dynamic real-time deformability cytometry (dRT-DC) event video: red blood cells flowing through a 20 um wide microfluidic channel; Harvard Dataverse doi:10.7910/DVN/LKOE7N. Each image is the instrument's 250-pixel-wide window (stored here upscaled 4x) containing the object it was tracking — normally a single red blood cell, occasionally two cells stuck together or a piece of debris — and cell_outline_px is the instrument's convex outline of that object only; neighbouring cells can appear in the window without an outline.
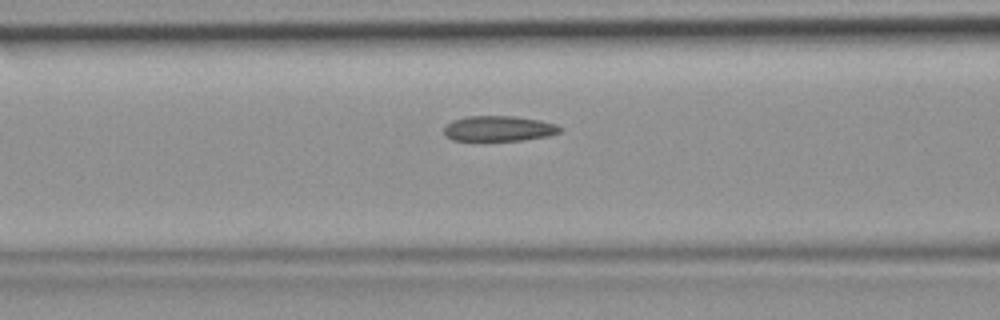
{"species": "common noctule bat (a hibernating species)", "species_latin": "Nyctalus noctula", "temperature_condition": "room temperature", "stored_images_in_passage": 46, "camera_frame_rate_fps": 3000, "um_per_image_px": 0.085, "animal": {"sex": "female", "body_mass_g": 19.9}, "frame": {"image": 1, "passage_image": 19, "time_ms": 6.0, "image_size_px": [1000, 320], "cell_outline_px": [[564, 128], [560, 132], [548, 136], [524, 140], [452, 140], [444, 136], [444, 124], [452, 120], [468, 116], [512, 116], [540, 120], [556, 124]], "centroid_in_image_um": [42.38, 10.92], "position_along_channel_um": 124.2, "area_um2": 17.28}}
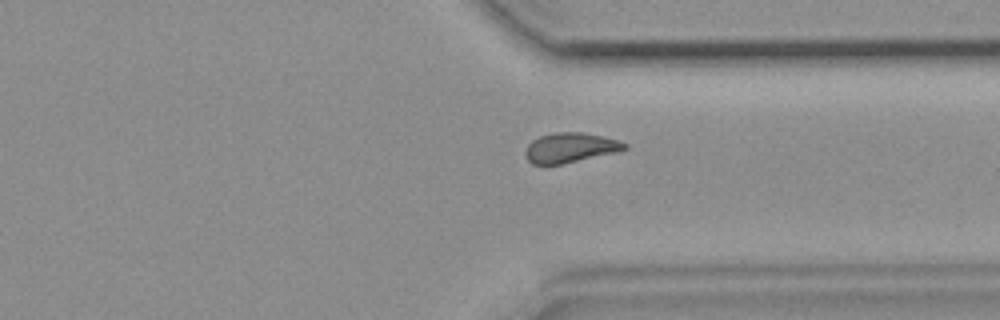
{"frame": {"image": 2, "passage_image": 35, "time_ms": 11.333, "image_size_px": [1000, 320], "cell_outline_px": [[628, 148], [616, 152], [560, 164], [532, 164], [524, 156], [524, 152], [528, 144], [532, 140], [540, 136], [552, 132], [584, 132], [616, 140], [628, 144]], "centroid_in_image_um": [48.42, 12.54], "position_along_channel_um": 363.0, "area_um2": 17.11}}
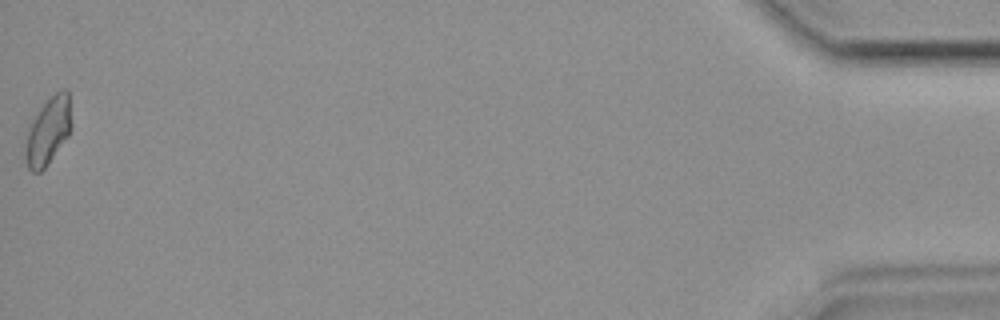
{"frame": {"image": 3, "passage_image": 46, "time_ms": 15.0, "image_size_px": [1000, 320], "cell_outline_px": [[72, 128], [68, 136], [44, 168], [40, 172], [32, 172], [28, 168], [24, 160], [24, 148], [28, 132], [32, 120], [40, 108], [56, 92], [64, 88], [68, 88], [72, 124]], "centroid_in_image_um": [4.1, 11.14], "position_along_channel_um": 431.1, "area_um2": 18.03}}